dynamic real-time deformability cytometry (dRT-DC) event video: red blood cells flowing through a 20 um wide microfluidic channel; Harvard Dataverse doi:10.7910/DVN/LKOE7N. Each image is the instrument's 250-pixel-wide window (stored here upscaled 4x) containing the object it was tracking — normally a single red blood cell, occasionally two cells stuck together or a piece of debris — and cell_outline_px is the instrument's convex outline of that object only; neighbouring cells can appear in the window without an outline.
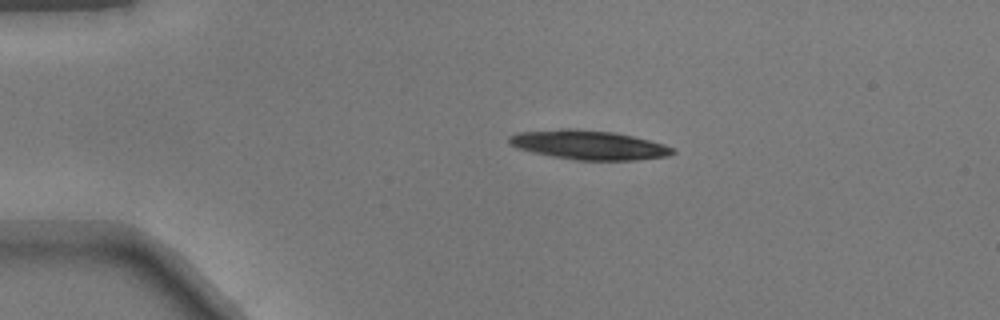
{"species": "common noctule bat (a hibernating species)", "species_latin": "Nyctalus noctula", "temperature_condition": "warm", "stored_images_in_passage": 7, "camera_frame_rate_fps": 3000, "um_per_image_px": 0.085, "animal": {"sex": "male", "body_mass_g": 17.9}, "frame": {"image": 1, "passage_image": 1, "time_ms": 0.0, "image_size_px": [1000, 320], "cell_outline_px": [[676, 152], [668, 156], [636, 160], [576, 160], [552, 156], [532, 152], [516, 148], [508, 144], [508, 136], [516, 132], [564, 128], [572, 128], [616, 132], [664, 144], [672, 148]], "centroid_in_image_um": [49.99, 12.31], "position_along_channel_um": 35.0, "area_um2": 28.03}}
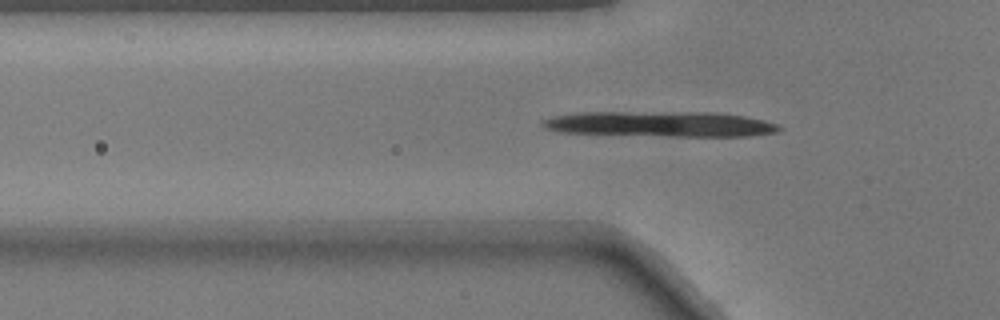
{"frame": {"image": 2, "passage_image": 7, "time_ms": 2.0, "image_size_px": [1000, 320], "cell_outline_px": [[784, 128], [780, 132], [744, 136], [672, 136], [564, 132], [544, 128], [540, 124], [540, 120], [556, 116], [584, 112], [716, 112], [744, 116], [764, 120], [780, 124]], "centroid_in_image_um": [56.23, 10.54], "position_along_channel_um": 69.6, "area_um2": 34.97}}